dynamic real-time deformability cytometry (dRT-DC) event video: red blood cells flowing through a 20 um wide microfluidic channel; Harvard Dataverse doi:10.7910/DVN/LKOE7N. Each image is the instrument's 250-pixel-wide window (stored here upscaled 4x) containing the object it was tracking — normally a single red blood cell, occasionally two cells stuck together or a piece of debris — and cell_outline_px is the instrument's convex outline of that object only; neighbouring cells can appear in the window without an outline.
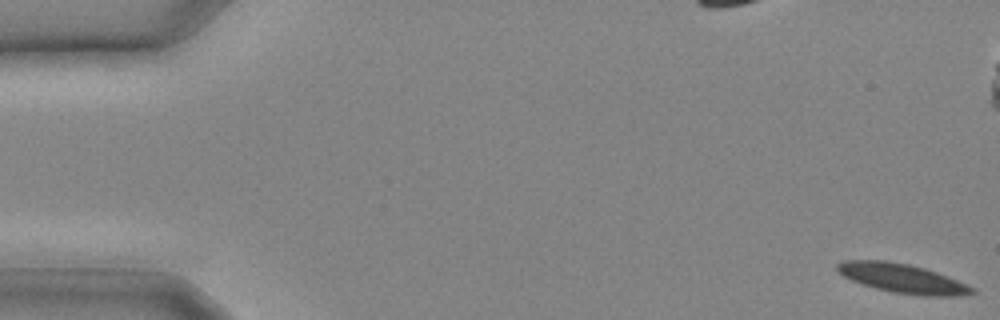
{"species": "common noctule bat (a hibernating species)", "species_latin": "Nyctalus noctula", "temperature_condition": "cold", "stored_images_in_passage": 13, "camera_frame_rate_fps": 3000, "um_per_image_px": 0.085, "animal": {"sex": "male", "body_mass_g": 20.4}, "frame": {"image": 1, "passage_image": 1, "time_ms": 0.0, "image_size_px": [1000, 320], "cell_outline_px": [[976, 292], [956, 296], [924, 296], [892, 292], [876, 288], [852, 280], [844, 276], [836, 268], [836, 264], [844, 260], [884, 260], [908, 264], [924, 268], [948, 276], [976, 288]], "centroid_in_image_um": [76.73, 23.66], "position_along_channel_um": 8.3, "area_um2": 22.77}}